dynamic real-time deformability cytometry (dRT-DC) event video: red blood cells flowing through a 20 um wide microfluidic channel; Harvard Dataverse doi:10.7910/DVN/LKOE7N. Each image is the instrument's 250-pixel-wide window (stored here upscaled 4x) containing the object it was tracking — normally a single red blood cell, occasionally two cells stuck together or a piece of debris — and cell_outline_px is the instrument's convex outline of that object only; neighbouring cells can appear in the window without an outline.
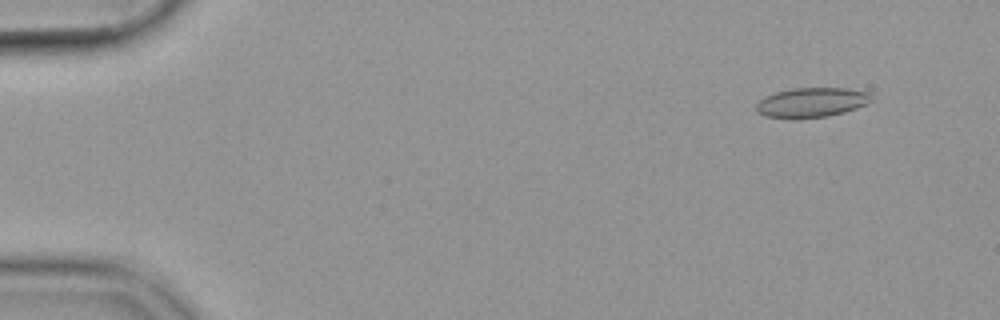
{"species": "common noctule bat (a hibernating species)", "species_latin": "Nyctalus noctula", "temperature_condition": "cold", "stored_images_in_passage": 55, "camera_frame_rate_fps": 3000, "um_per_image_px": 0.085, "animal": {"sex": "female", "body_mass_g": 19.9}, "frame": {"image": 1, "passage_image": 5, "time_ms": 1.333, "image_size_px": [1000, 320], "cell_outline_px": [[872, 100], [868, 104], [844, 112], [828, 116], [764, 116], [756, 112], [756, 104], [764, 96], [776, 92], [792, 88], [848, 88], [872, 92]], "centroid_in_image_um": [69.05, 8.66], "position_along_channel_um": 15.9, "area_um2": 19.54}}
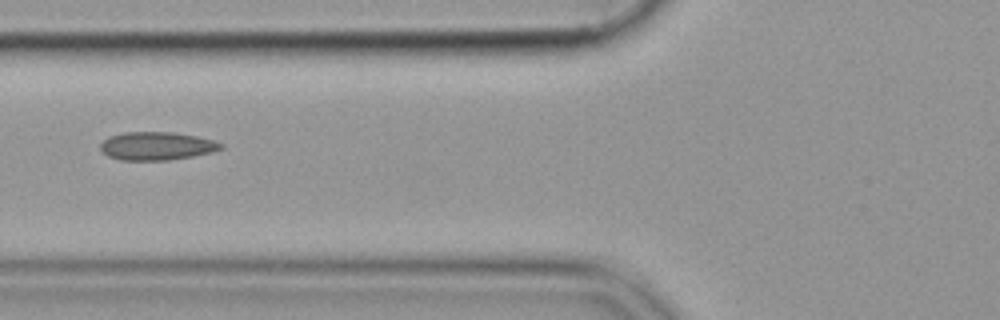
{"frame": {"image": 2, "passage_image": 22, "time_ms": 7.0, "image_size_px": [1000, 320], "cell_outline_px": [[224, 148], [212, 152], [192, 156], [168, 160], [120, 160], [108, 156], [100, 152], [100, 144], [104, 140], [112, 136], [124, 132], [172, 132], [196, 136], [212, 140], [224, 144]], "centroid_in_image_um": [13.31, 12.41], "position_along_channel_um": 112.5, "area_um2": 19.77}}
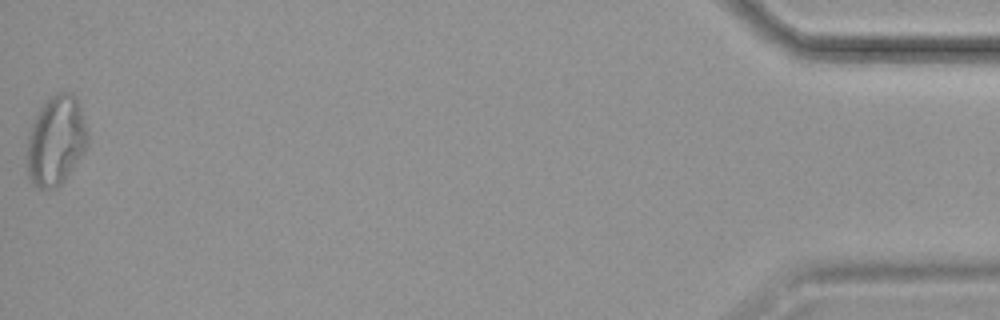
{"frame": {"image": 3, "passage_image": 55, "time_ms": 18.0, "image_size_px": [1000, 320], "cell_outline_px": [[88, 144], [84, 152], [64, 180], [56, 188], [40, 188], [32, 184], [28, 176], [28, 132], [36, 112], [56, 92], [72, 92], [76, 96], [88, 132]], "centroid_in_image_um": [4.76, 11.94], "position_along_channel_um": 430.4, "area_um2": 31.56}}